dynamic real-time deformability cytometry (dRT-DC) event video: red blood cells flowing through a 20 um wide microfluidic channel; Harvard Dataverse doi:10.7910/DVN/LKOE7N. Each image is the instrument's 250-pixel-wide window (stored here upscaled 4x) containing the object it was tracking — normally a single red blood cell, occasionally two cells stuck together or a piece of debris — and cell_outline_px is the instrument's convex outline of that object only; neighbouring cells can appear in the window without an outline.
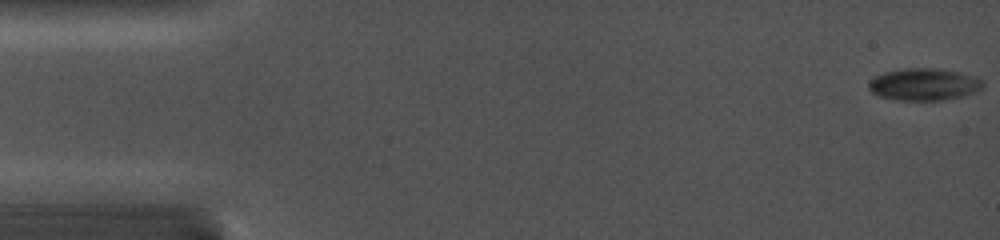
{"species": "common noctule bat (a hibernating species)", "species_latin": "Nyctalus noctula", "temperature_condition": "cold", "stored_images_in_passage": 39, "camera_frame_rate_fps": 5000, "um_per_image_px": 0.085, "animal": {"sex": "female", "body_mass_g": 19.0, "forearm_length_mm": 56.7}, "frame": {"image": 1, "passage_image": 1, "time_ms": 0.0, "image_size_px": [1000, 240], "cell_outline_px": [[984, 88], [976, 92], [964, 96], [944, 100], [896, 100], [880, 96], [872, 92], [868, 88], [868, 80], [884, 72], [904, 68], [932, 68], [960, 72], [984, 80]], "centroid_in_image_um": [78.55, 7.17], "position_along_channel_um": 6.4, "area_um2": 21.56}}
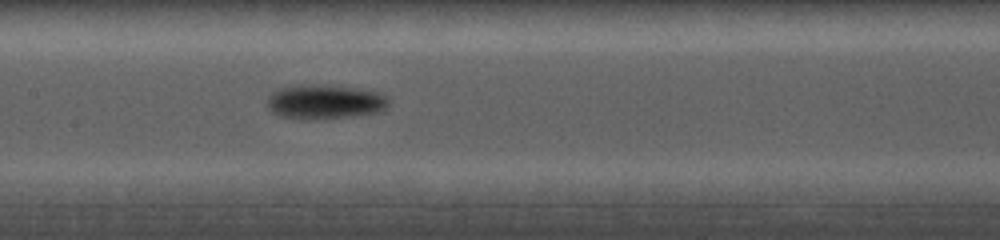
{"frame": {"image": 2, "passage_image": 18, "time_ms": 7.8, "image_size_px": [1000, 240], "cell_outline_px": [[388, 104], [380, 112], [352, 116], [308, 120], [280, 116], [272, 112], [268, 108], [268, 96], [276, 88], [296, 84], [320, 84], [356, 88], [380, 92], [388, 96]], "centroid_in_image_um": [27.58, 8.64], "position_along_channel_um": 179.8, "area_um2": 24.74}}
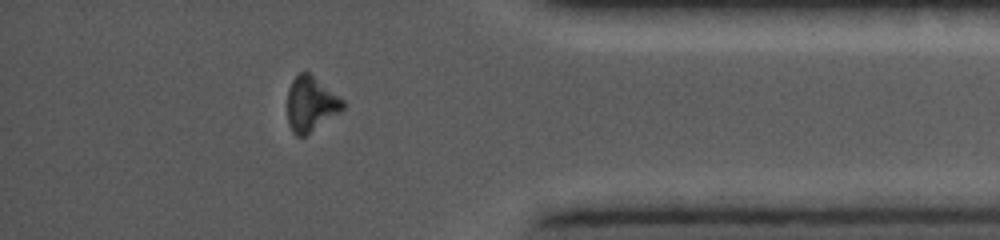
{"frame": {"image": 3, "passage_image": 34, "time_ms": 13.8, "image_size_px": [1000, 240], "cell_outline_px": [[344, 108], [340, 112], [304, 136], [296, 136], [292, 132], [288, 124], [288, 88], [292, 80], [300, 72], [308, 72], [344, 100]], "centroid_in_image_um": [26.4, 8.84], "position_along_channel_um": 408.8, "area_um2": 17.51}, "authors_computed_cell_mechanics": {"area_um2": 21.3282, "velocity_mm_per_s": 3.9927, "shape_relaxation_time_tau1_ms": null, "shape_relaxation_time_tau2_ms": 10.7973, "deformation_change_tau1": null, "deformation_change_tau2": 0.1301}}